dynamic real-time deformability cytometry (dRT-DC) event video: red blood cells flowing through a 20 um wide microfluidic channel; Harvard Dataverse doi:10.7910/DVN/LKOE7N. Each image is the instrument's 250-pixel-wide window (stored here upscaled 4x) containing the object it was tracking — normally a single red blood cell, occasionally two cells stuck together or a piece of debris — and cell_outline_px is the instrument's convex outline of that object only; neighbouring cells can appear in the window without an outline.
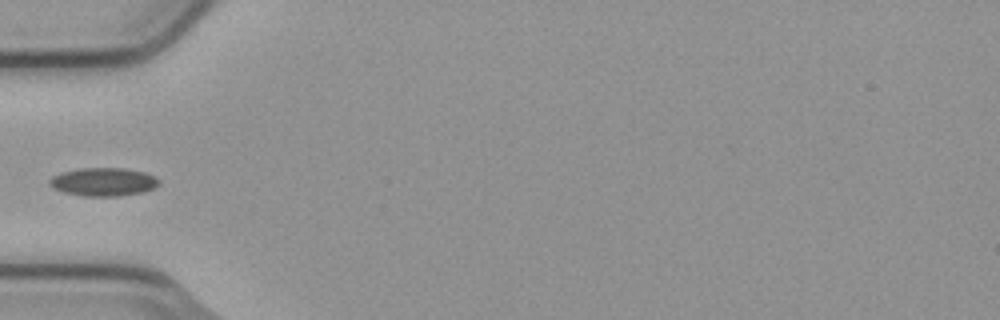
{"species": "common noctule bat (a hibernating species)", "species_latin": "Nyctalus noctula", "temperature_condition": "cold", "stored_images_in_passage": 6, "camera_frame_rate_fps": 3000, "um_per_image_px": 0.085, "animal": {"sex": "male", "body_mass_g": 23.1, "forearm_length_mm": 52.7}, "frame": {"image": 1, "passage_image": 5, "time_ms": 1.333, "image_size_px": [1000, 320], "cell_outline_px": [[160, 184], [144, 192], [120, 196], [84, 196], [64, 192], [52, 188], [48, 184], [48, 180], [52, 176], [60, 172], [80, 168], [124, 168], [144, 172], [156, 176], [160, 180]], "centroid_in_image_um": [8.78, 15.45], "position_along_channel_um": 76.2, "area_um2": 18.26}}
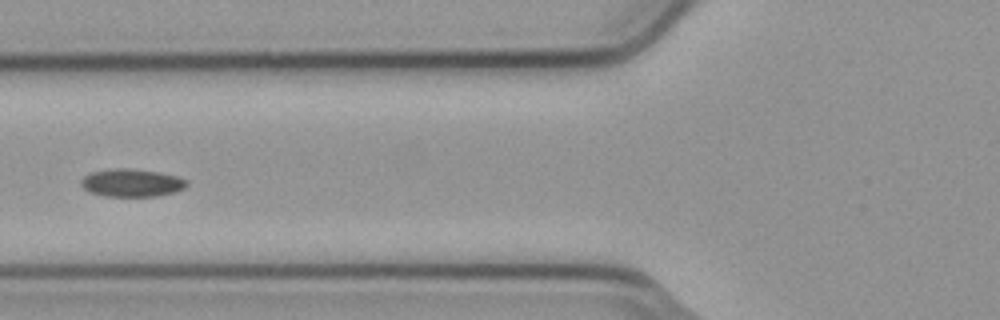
{"frame": {"image": 2, "passage_image": 6, "time_ms": 1.667, "image_size_px": [1000, 320], "cell_outline_px": [[188, 184], [184, 188], [176, 192], [156, 196], [104, 196], [88, 192], [80, 184], [80, 180], [84, 176], [92, 172], [116, 168], [124, 168], [160, 172], [176, 176], [188, 180]], "centroid_in_image_um": [11.2, 15.55], "position_along_channel_um": 114.6, "area_um2": 17.17}}